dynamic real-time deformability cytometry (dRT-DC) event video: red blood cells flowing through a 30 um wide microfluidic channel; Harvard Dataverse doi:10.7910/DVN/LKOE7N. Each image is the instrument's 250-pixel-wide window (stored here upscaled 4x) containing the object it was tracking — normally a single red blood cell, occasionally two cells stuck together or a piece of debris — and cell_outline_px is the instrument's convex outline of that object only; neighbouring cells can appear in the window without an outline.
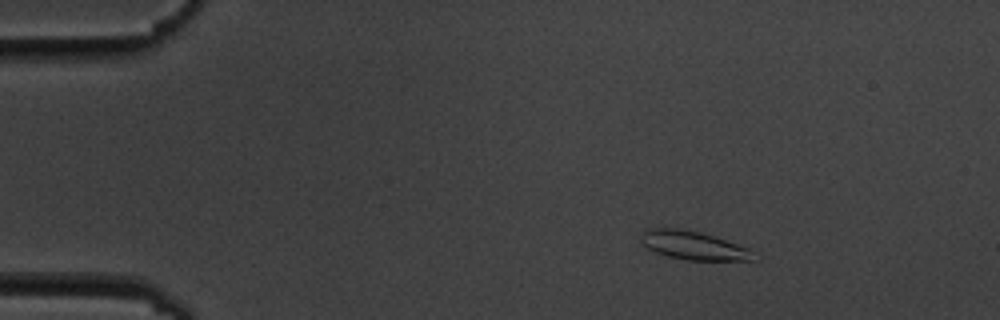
{"species": "common noctule bat (a hibernating species)", "species_latin": "Nyctalus noctula", "temperature_condition": "cold", "stored_images_in_passage": 11, "camera_frame_rate_fps": 3000, "um_per_image_px": 0.085, "animal": {"sex": "male", "body_mass_g": 19.5, "forearm_length_mm": 54.6}, "frame": {"image": 1, "passage_image": 2, "time_ms": 2.0, "image_size_px": [1000, 320], "cell_outline_px": [[756, 260], [688, 260], [668, 256], [656, 252], [640, 244], [640, 236], [648, 228], [680, 228], [700, 232], [748, 248]], "centroid_in_image_um": [58.86, 20.85], "position_along_channel_um": 26.1, "area_um2": 18.44}}
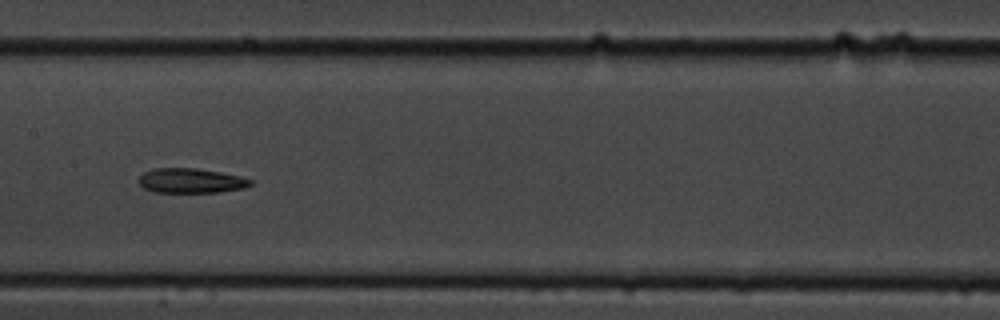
{"frame": {"image": 2, "passage_image": 8, "time_ms": 8.667, "image_size_px": [1000, 320], "cell_outline_px": [[252, 184], [244, 188], [220, 192], [156, 192], [144, 188], [136, 180], [144, 172], [152, 168], [196, 168], [220, 172], [240, 176], [252, 180]], "centroid_in_image_um": [16.21, 15.35], "position_along_channel_um": 191.2, "area_um2": 16.13}}
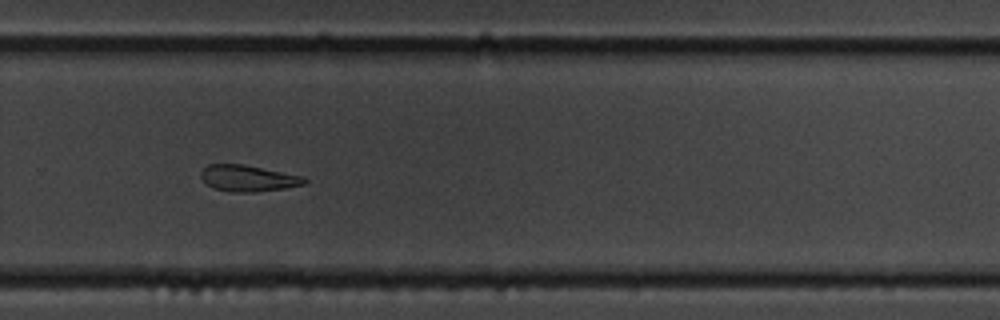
{"frame": {"image": 3, "passage_image": 11, "time_ms": 12.0, "image_size_px": [1000, 320], "cell_outline_px": [[308, 180], [304, 184], [284, 188], [256, 192], [228, 192], [212, 188], [200, 176], [200, 172], [208, 164], [244, 164], [304, 176]], "centroid_in_image_um": [21.08, 15.15], "position_along_channel_um": 308.7, "area_um2": 15.95}}